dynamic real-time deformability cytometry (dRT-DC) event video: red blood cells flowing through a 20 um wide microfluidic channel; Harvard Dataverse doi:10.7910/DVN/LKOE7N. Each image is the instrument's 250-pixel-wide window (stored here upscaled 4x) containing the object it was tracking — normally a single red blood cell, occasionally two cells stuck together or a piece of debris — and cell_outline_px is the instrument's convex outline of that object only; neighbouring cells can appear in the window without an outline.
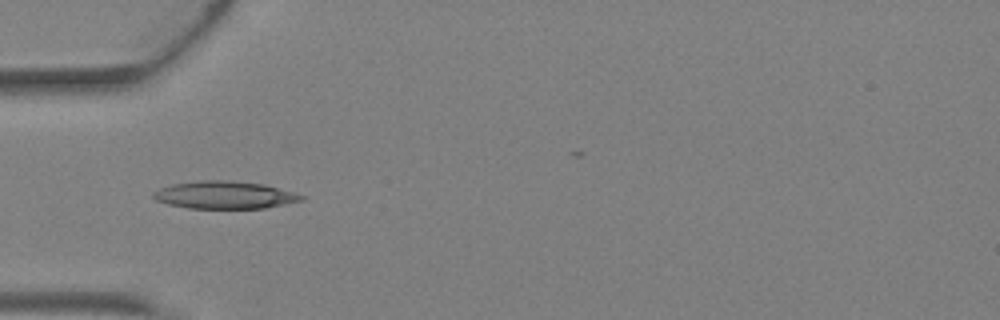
{"species": "Egyptian fruit bat (a non-hibernating species)", "species_latin": "Rousettus aegyptiacus", "temperature_condition": "warm", "stored_images_in_passage": 5, "camera_frame_rate_fps": 3000, "um_per_image_px": 0.085, "animal": {"sex": "female"}, "frame": {"image": 1, "passage_image": 4, "time_ms": 1.0, "image_size_px": [1000, 320], "cell_outline_px": [[304, 200], [264, 208], [188, 208], [168, 204], [156, 200], [152, 196], [152, 192], [160, 188], [172, 184], [200, 180], [228, 180], [264, 184], [296, 192], [304, 196]], "centroid_in_image_um": [19.1, 16.57], "position_along_channel_um": 65.9, "area_um2": 23.81}}
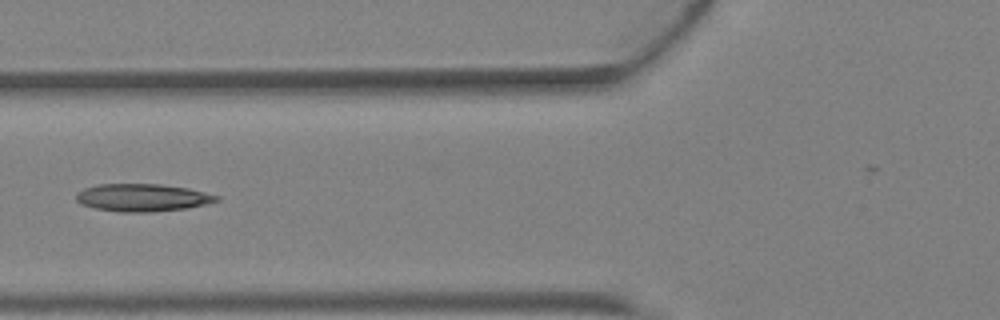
{"frame": {"image": 2, "passage_image": 5, "time_ms": 1.333, "image_size_px": [1000, 320], "cell_outline_px": [[220, 200], [188, 208], [148, 212], [120, 212], [96, 208], [80, 204], [76, 200], [76, 192], [84, 188], [100, 184], [160, 184], [188, 188], [220, 196]], "centroid_in_image_um": [12.09, 16.79], "position_along_channel_um": 113.7, "area_um2": 22.54}}